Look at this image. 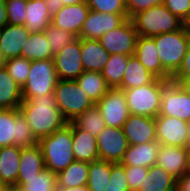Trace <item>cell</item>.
Instances as JSON below:
<instances>
[{
	"label": "cell",
	"mask_w": 190,
	"mask_h": 191,
	"mask_svg": "<svg viewBox=\"0 0 190 191\" xmlns=\"http://www.w3.org/2000/svg\"><path fill=\"white\" fill-rule=\"evenodd\" d=\"M19 111L38 140L68 124L57 107L54 94L22 100Z\"/></svg>",
	"instance_id": "obj_1"
},
{
	"label": "cell",
	"mask_w": 190,
	"mask_h": 191,
	"mask_svg": "<svg viewBox=\"0 0 190 191\" xmlns=\"http://www.w3.org/2000/svg\"><path fill=\"white\" fill-rule=\"evenodd\" d=\"M45 168L56 174L76 161L72 151V122L38 140Z\"/></svg>",
	"instance_id": "obj_2"
},
{
	"label": "cell",
	"mask_w": 190,
	"mask_h": 191,
	"mask_svg": "<svg viewBox=\"0 0 190 191\" xmlns=\"http://www.w3.org/2000/svg\"><path fill=\"white\" fill-rule=\"evenodd\" d=\"M163 69L173 77L182 66L190 44V34L184 29L152 36Z\"/></svg>",
	"instance_id": "obj_3"
},
{
	"label": "cell",
	"mask_w": 190,
	"mask_h": 191,
	"mask_svg": "<svg viewBox=\"0 0 190 191\" xmlns=\"http://www.w3.org/2000/svg\"><path fill=\"white\" fill-rule=\"evenodd\" d=\"M139 36L152 37L183 28V21L164 4L155 5L131 18Z\"/></svg>",
	"instance_id": "obj_4"
},
{
	"label": "cell",
	"mask_w": 190,
	"mask_h": 191,
	"mask_svg": "<svg viewBox=\"0 0 190 191\" xmlns=\"http://www.w3.org/2000/svg\"><path fill=\"white\" fill-rule=\"evenodd\" d=\"M169 82L155 78L147 85L123 90L130 114L155 118L160 112L163 89Z\"/></svg>",
	"instance_id": "obj_5"
},
{
	"label": "cell",
	"mask_w": 190,
	"mask_h": 191,
	"mask_svg": "<svg viewBox=\"0 0 190 191\" xmlns=\"http://www.w3.org/2000/svg\"><path fill=\"white\" fill-rule=\"evenodd\" d=\"M38 143L19 109H0V147H27Z\"/></svg>",
	"instance_id": "obj_6"
},
{
	"label": "cell",
	"mask_w": 190,
	"mask_h": 191,
	"mask_svg": "<svg viewBox=\"0 0 190 191\" xmlns=\"http://www.w3.org/2000/svg\"><path fill=\"white\" fill-rule=\"evenodd\" d=\"M58 80L54 59L31 61L30 74L22 88V100L54 94Z\"/></svg>",
	"instance_id": "obj_7"
},
{
	"label": "cell",
	"mask_w": 190,
	"mask_h": 191,
	"mask_svg": "<svg viewBox=\"0 0 190 191\" xmlns=\"http://www.w3.org/2000/svg\"><path fill=\"white\" fill-rule=\"evenodd\" d=\"M54 96L57 107L68 123L94 104L76 80H58Z\"/></svg>",
	"instance_id": "obj_8"
},
{
	"label": "cell",
	"mask_w": 190,
	"mask_h": 191,
	"mask_svg": "<svg viewBox=\"0 0 190 191\" xmlns=\"http://www.w3.org/2000/svg\"><path fill=\"white\" fill-rule=\"evenodd\" d=\"M138 36L132 20L127 18L120 26L103 34L99 42L109 54L132 56Z\"/></svg>",
	"instance_id": "obj_9"
},
{
	"label": "cell",
	"mask_w": 190,
	"mask_h": 191,
	"mask_svg": "<svg viewBox=\"0 0 190 191\" xmlns=\"http://www.w3.org/2000/svg\"><path fill=\"white\" fill-rule=\"evenodd\" d=\"M159 115L190 122V91L184 85L170 81L163 89Z\"/></svg>",
	"instance_id": "obj_10"
},
{
	"label": "cell",
	"mask_w": 190,
	"mask_h": 191,
	"mask_svg": "<svg viewBox=\"0 0 190 191\" xmlns=\"http://www.w3.org/2000/svg\"><path fill=\"white\" fill-rule=\"evenodd\" d=\"M96 104L106 126L122 128L130 115L125 94L119 88H110Z\"/></svg>",
	"instance_id": "obj_11"
},
{
	"label": "cell",
	"mask_w": 190,
	"mask_h": 191,
	"mask_svg": "<svg viewBox=\"0 0 190 191\" xmlns=\"http://www.w3.org/2000/svg\"><path fill=\"white\" fill-rule=\"evenodd\" d=\"M100 160L120 163L129 147L128 140L122 128L106 126L96 137Z\"/></svg>",
	"instance_id": "obj_12"
},
{
	"label": "cell",
	"mask_w": 190,
	"mask_h": 191,
	"mask_svg": "<svg viewBox=\"0 0 190 191\" xmlns=\"http://www.w3.org/2000/svg\"><path fill=\"white\" fill-rule=\"evenodd\" d=\"M156 138L160 145L188 147V121L177 117L157 115Z\"/></svg>",
	"instance_id": "obj_13"
},
{
	"label": "cell",
	"mask_w": 190,
	"mask_h": 191,
	"mask_svg": "<svg viewBox=\"0 0 190 191\" xmlns=\"http://www.w3.org/2000/svg\"><path fill=\"white\" fill-rule=\"evenodd\" d=\"M55 69L59 80H76L83 72L80 38L67 44L54 57Z\"/></svg>",
	"instance_id": "obj_14"
},
{
	"label": "cell",
	"mask_w": 190,
	"mask_h": 191,
	"mask_svg": "<svg viewBox=\"0 0 190 191\" xmlns=\"http://www.w3.org/2000/svg\"><path fill=\"white\" fill-rule=\"evenodd\" d=\"M127 18V14L100 13L90 10L79 38L99 40L103 34L120 26Z\"/></svg>",
	"instance_id": "obj_15"
},
{
	"label": "cell",
	"mask_w": 190,
	"mask_h": 191,
	"mask_svg": "<svg viewBox=\"0 0 190 191\" xmlns=\"http://www.w3.org/2000/svg\"><path fill=\"white\" fill-rule=\"evenodd\" d=\"M122 130L129 145L157 141L156 120L152 117L130 114Z\"/></svg>",
	"instance_id": "obj_16"
},
{
	"label": "cell",
	"mask_w": 190,
	"mask_h": 191,
	"mask_svg": "<svg viewBox=\"0 0 190 191\" xmlns=\"http://www.w3.org/2000/svg\"><path fill=\"white\" fill-rule=\"evenodd\" d=\"M90 11L87 3L63 6L51 17V25L79 37L83 23Z\"/></svg>",
	"instance_id": "obj_17"
},
{
	"label": "cell",
	"mask_w": 190,
	"mask_h": 191,
	"mask_svg": "<svg viewBox=\"0 0 190 191\" xmlns=\"http://www.w3.org/2000/svg\"><path fill=\"white\" fill-rule=\"evenodd\" d=\"M134 55L156 78L171 81L172 77L163 69L152 37L138 36Z\"/></svg>",
	"instance_id": "obj_18"
},
{
	"label": "cell",
	"mask_w": 190,
	"mask_h": 191,
	"mask_svg": "<svg viewBox=\"0 0 190 191\" xmlns=\"http://www.w3.org/2000/svg\"><path fill=\"white\" fill-rule=\"evenodd\" d=\"M155 165L180 179L188 171L187 147L160 145Z\"/></svg>",
	"instance_id": "obj_19"
},
{
	"label": "cell",
	"mask_w": 190,
	"mask_h": 191,
	"mask_svg": "<svg viewBox=\"0 0 190 191\" xmlns=\"http://www.w3.org/2000/svg\"><path fill=\"white\" fill-rule=\"evenodd\" d=\"M30 31L23 25L7 24L0 30V52L5 60L21 56Z\"/></svg>",
	"instance_id": "obj_20"
},
{
	"label": "cell",
	"mask_w": 190,
	"mask_h": 191,
	"mask_svg": "<svg viewBox=\"0 0 190 191\" xmlns=\"http://www.w3.org/2000/svg\"><path fill=\"white\" fill-rule=\"evenodd\" d=\"M96 137L72 122V151L76 161L92 162L99 159Z\"/></svg>",
	"instance_id": "obj_21"
},
{
	"label": "cell",
	"mask_w": 190,
	"mask_h": 191,
	"mask_svg": "<svg viewBox=\"0 0 190 191\" xmlns=\"http://www.w3.org/2000/svg\"><path fill=\"white\" fill-rule=\"evenodd\" d=\"M159 147L160 144L157 141L129 145L120 164L150 168L156 163Z\"/></svg>",
	"instance_id": "obj_22"
},
{
	"label": "cell",
	"mask_w": 190,
	"mask_h": 191,
	"mask_svg": "<svg viewBox=\"0 0 190 191\" xmlns=\"http://www.w3.org/2000/svg\"><path fill=\"white\" fill-rule=\"evenodd\" d=\"M81 61L84 71L101 72L110 54L99 40L80 39Z\"/></svg>",
	"instance_id": "obj_23"
},
{
	"label": "cell",
	"mask_w": 190,
	"mask_h": 191,
	"mask_svg": "<svg viewBox=\"0 0 190 191\" xmlns=\"http://www.w3.org/2000/svg\"><path fill=\"white\" fill-rule=\"evenodd\" d=\"M21 147L12 145L0 147V181L5 185H16Z\"/></svg>",
	"instance_id": "obj_24"
},
{
	"label": "cell",
	"mask_w": 190,
	"mask_h": 191,
	"mask_svg": "<svg viewBox=\"0 0 190 191\" xmlns=\"http://www.w3.org/2000/svg\"><path fill=\"white\" fill-rule=\"evenodd\" d=\"M21 103V87L4 66L0 67V109H19Z\"/></svg>",
	"instance_id": "obj_25"
},
{
	"label": "cell",
	"mask_w": 190,
	"mask_h": 191,
	"mask_svg": "<svg viewBox=\"0 0 190 191\" xmlns=\"http://www.w3.org/2000/svg\"><path fill=\"white\" fill-rule=\"evenodd\" d=\"M18 178H32L45 168L39 144L23 147L20 155Z\"/></svg>",
	"instance_id": "obj_26"
},
{
	"label": "cell",
	"mask_w": 190,
	"mask_h": 191,
	"mask_svg": "<svg viewBox=\"0 0 190 191\" xmlns=\"http://www.w3.org/2000/svg\"><path fill=\"white\" fill-rule=\"evenodd\" d=\"M156 77L152 75L135 56H129L127 68L124 72L122 85L119 89H131L151 83Z\"/></svg>",
	"instance_id": "obj_27"
},
{
	"label": "cell",
	"mask_w": 190,
	"mask_h": 191,
	"mask_svg": "<svg viewBox=\"0 0 190 191\" xmlns=\"http://www.w3.org/2000/svg\"><path fill=\"white\" fill-rule=\"evenodd\" d=\"M25 26L30 33L43 32L51 24V15L44 0H27Z\"/></svg>",
	"instance_id": "obj_28"
},
{
	"label": "cell",
	"mask_w": 190,
	"mask_h": 191,
	"mask_svg": "<svg viewBox=\"0 0 190 191\" xmlns=\"http://www.w3.org/2000/svg\"><path fill=\"white\" fill-rule=\"evenodd\" d=\"M177 180L162 167L153 165L149 168L138 191H174Z\"/></svg>",
	"instance_id": "obj_29"
},
{
	"label": "cell",
	"mask_w": 190,
	"mask_h": 191,
	"mask_svg": "<svg viewBox=\"0 0 190 191\" xmlns=\"http://www.w3.org/2000/svg\"><path fill=\"white\" fill-rule=\"evenodd\" d=\"M76 81L94 104L110 89L101 72L97 71H84Z\"/></svg>",
	"instance_id": "obj_30"
},
{
	"label": "cell",
	"mask_w": 190,
	"mask_h": 191,
	"mask_svg": "<svg viewBox=\"0 0 190 191\" xmlns=\"http://www.w3.org/2000/svg\"><path fill=\"white\" fill-rule=\"evenodd\" d=\"M88 162L74 161L56 174L57 187H76L87 185Z\"/></svg>",
	"instance_id": "obj_31"
},
{
	"label": "cell",
	"mask_w": 190,
	"mask_h": 191,
	"mask_svg": "<svg viewBox=\"0 0 190 191\" xmlns=\"http://www.w3.org/2000/svg\"><path fill=\"white\" fill-rule=\"evenodd\" d=\"M21 56L30 61L53 59L54 56L51 53V47L48 44L44 31L30 33L23 45Z\"/></svg>",
	"instance_id": "obj_32"
},
{
	"label": "cell",
	"mask_w": 190,
	"mask_h": 191,
	"mask_svg": "<svg viewBox=\"0 0 190 191\" xmlns=\"http://www.w3.org/2000/svg\"><path fill=\"white\" fill-rule=\"evenodd\" d=\"M16 186L21 191H56V173L44 168L32 178H17Z\"/></svg>",
	"instance_id": "obj_33"
},
{
	"label": "cell",
	"mask_w": 190,
	"mask_h": 191,
	"mask_svg": "<svg viewBox=\"0 0 190 191\" xmlns=\"http://www.w3.org/2000/svg\"><path fill=\"white\" fill-rule=\"evenodd\" d=\"M128 57L129 56L124 54H110L108 62L101 71V74L110 88H119L122 85Z\"/></svg>",
	"instance_id": "obj_34"
},
{
	"label": "cell",
	"mask_w": 190,
	"mask_h": 191,
	"mask_svg": "<svg viewBox=\"0 0 190 191\" xmlns=\"http://www.w3.org/2000/svg\"><path fill=\"white\" fill-rule=\"evenodd\" d=\"M111 175V162L96 160L89 163L87 185L90 191H105Z\"/></svg>",
	"instance_id": "obj_35"
},
{
	"label": "cell",
	"mask_w": 190,
	"mask_h": 191,
	"mask_svg": "<svg viewBox=\"0 0 190 191\" xmlns=\"http://www.w3.org/2000/svg\"><path fill=\"white\" fill-rule=\"evenodd\" d=\"M78 128L89 132L92 136L98 134L106 127V123L100 113L97 104H93L84 113L72 121Z\"/></svg>",
	"instance_id": "obj_36"
},
{
	"label": "cell",
	"mask_w": 190,
	"mask_h": 191,
	"mask_svg": "<svg viewBox=\"0 0 190 191\" xmlns=\"http://www.w3.org/2000/svg\"><path fill=\"white\" fill-rule=\"evenodd\" d=\"M30 66L31 61L22 56L10 58L4 62V67L21 89L26 84L27 78L30 74Z\"/></svg>",
	"instance_id": "obj_37"
},
{
	"label": "cell",
	"mask_w": 190,
	"mask_h": 191,
	"mask_svg": "<svg viewBox=\"0 0 190 191\" xmlns=\"http://www.w3.org/2000/svg\"><path fill=\"white\" fill-rule=\"evenodd\" d=\"M44 33L48 40V44L51 47V53L53 56L58 54L67 46V44L73 42L77 38L73 33L64 31L63 29L51 24L44 30Z\"/></svg>",
	"instance_id": "obj_38"
},
{
	"label": "cell",
	"mask_w": 190,
	"mask_h": 191,
	"mask_svg": "<svg viewBox=\"0 0 190 191\" xmlns=\"http://www.w3.org/2000/svg\"><path fill=\"white\" fill-rule=\"evenodd\" d=\"M7 11V21L10 25H23L26 23L27 0H4Z\"/></svg>",
	"instance_id": "obj_39"
},
{
	"label": "cell",
	"mask_w": 190,
	"mask_h": 191,
	"mask_svg": "<svg viewBox=\"0 0 190 191\" xmlns=\"http://www.w3.org/2000/svg\"><path fill=\"white\" fill-rule=\"evenodd\" d=\"M90 10L100 13L127 14L125 0H86Z\"/></svg>",
	"instance_id": "obj_40"
},
{
	"label": "cell",
	"mask_w": 190,
	"mask_h": 191,
	"mask_svg": "<svg viewBox=\"0 0 190 191\" xmlns=\"http://www.w3.org/2000/svg\"><path fill=\"white\" fill-rule=\"evenodd\" d=\"M105 191H130L124 165L111 163V175Z\"/></svg>",
	"instance_id": "obj_41"
},
{
	"label": "cell",
	"mask_w": 190,
	"mask_h": 191,
	"mask_svg": "<svg viewBox=\"0 0 190 191\" xmlns=\"http://www.w3.org/2000/svg\"><path fill=\"white\" fill-rule=\"evenodd\" d=\"M124 169L129 190L138 191L140 184L148 174L149 168L143 166L124 165Z\"/></svg>",
	"instance_id": "obj_42"
},
{
	"label": "cell",
	"mask_w": 190,
	"mask_h": 191,
	"mask_svg": "<svg viewBox=\"0 0 190 191\" xmlns=\"http://www.w3.org/2000/svg\"><path fill=\"white\" fill-rule=\"evenodd\" d=\"M164 4V0H125L127 17L131 19L139 12L145 11L155 5Z\"/></svg>",
	"instance_id": "obj_43"
},
{
	"label": "cell",
	"mask_w": 190,
	"mask_h": 191,
	"mask_svg": "<svg viewBox=\"0 0 190 191\" xmlns=\"http://www.w3.org/2000/svg\"><path fill=\"white\" fill-rule=\"evenodd\" d=\"M165 7L182 21L190 11V0H164Z\"/></svg>",
	"instance_id": "obj_44"
},
{
	"label": "cell",
	"mask_w": 190,
	"mask_h": 191,
	"mask_svg": "<svg viewBox=\"0 0 190 191\" xmlns=\"http://www.w3.org/2000/svg\"><path fill=\"white\" fill-rule=\"evenodd\" d=\"M188 80H190V44L184 56L182 66L172 77L171 81L183 85Z\"/></svg>",
	"instance_id": "obj_45"
},
{
	"label": "cell",
	"mask_w": 190,
	"mask_h": 191,
	"mask_svg": "<svg viewBox=\"0 0 190 191\" xmlns=\"http://www.w3.org/2000/svg\"><path fill=\"white\" fill-rule=\"evenodd\" d=\"M181 191H190V171H187L180 179L177 180V186Z\"/></svg>",
	"instance_id": "obj_46"
},
{
	"label": "cell",
	"mask_w": 190,
	"mask_h": 191,
	"mask_svg": "<svg viewBox=\"0 0 190 191\" xmlns=\"http://www.w3.org/2000/svg\"><path fill=\"white\" fill-rule=\"evenodd\" d=\"M51 17L59 11V0H44Z\"/></svg>",
	"instance_id": "obj_47"
},
{
	"label": "cell",
	"mask_w": 190,
	"mask_h": 191,
	"mask_svg": "<svg viewBox=\"0 0 190 191\" xmlns=\"http://www.w3.org/2000/svg\"><path fill=\"white\" fill-rule=\"evenodd\" d=\"M8 24L7 21V11L5 8V1L0 0V29Z\"/></svg>",
	"instance_id": "obj_48"
},
{
	"label": "cell",
	"mask_w": 190,
	"mask_h": 191,
	"mask_svg": "<svg viewBox=\"0 0 190 191\" xmlns=\"http://www.w3.org/2000/svg\"><path fill=\"white\" fill-rule=\"evenodd\" d=\"M56 191H90L88 185L76 187H56Z\"/></svg>",
	"instance_id": "obj_49"
},
{
	"label": "cell",
	"mask_w": 190,
	"mask_h": 191,
	"mask_svg": "<svg viewBox=\"0 0 190 191\" xmlns=\"http://www.w3.org/2000/svg\"><path fill=\"white\" fill-rule=\"evenodd\" d=\"M80 3H86V0H59V10L63 6L76 5Z\"/></svg>",
	"instance_id": "obj_50"
},
{
	"label": "cell",
	"mask_w": 190,
	"mask_h": 191,
	"mask_svg": "<svg viewBox=\"0 0 190 191\" xmlns=\"http://www.w3.org/2000/svg\"><path fill=\"white\" fill-rule=\"evenodd\" d=\"M183 28L190 34V11L187 17L183 20Z\"/></svg>",
	"instance_id": "obj_51"
},
{
	"label": "cell",
	"mask_w": 190,
	"mask_h": 191,
	"mask_svg": "<svg viewBox=\"0 0 190 191\" xmlns=\"http://www.w3.org/2000/svg\"><path fill=\"white\" fill-rule=\"evenodd\" d=\"M1 191H20V188L16 185L4 186Z\"/></svg>",
	"instance_id": "obj_52"
},
{
	"label": "cell",
	"mask_w": 190,
	"mask_h": 191,
	"mask_svg": "<svg viewBox=\"0 0 190 191\" xmlns=\"http://www.w3.org/2000/svg\"><path fill=\"white\" fill-rule=\"evenodd\" d=\"M187 170L190 171V145L187 147Z\"/></svg>",
	"instance_id": "obj_53"
},
{
	"label": "cell",
	"mask_w": 190,
	"mask_h": 191,
	"mask_svg": "<svg viewBox=\"0 0 190 191\" xmlns=\"http://www.w3.org/2000/svg\"><path fill=\"white\" fill-rule=\"evenodd\" d=\"M5 59L3 58L1 52H0V67L4 66Z\"/></svg>",
	"instance_id": "obj_54"
},
{
	"label": "cell",
	"mask_w": 190,
	"mask_h": 191,
	"mask_svg": "<svg viewBox=\"0 0 190 191\" xmlns=\"http://www.w3.org/2000/svg\"><path fill=\"white\" fill-rule=\"evenodd\" d=\"M183 85L190 91V80L186 81Z\"/></svg>",
	"instance_id": "obj_55"
},
{
	"label": "cell",
	"mask_w": 190,
	"mask_h": 191,
	"mask_svg": "<svg viewBox=\"0 0 190 191\" xmlns=\"http://www.w3.org/2000/svg\"><path fill=\"white\" fill-rule=\"evenodd\" d=\"M188 130H189V132H188V138H189V145H190V122L188 123Z\"/></svg>",
	"instance_id": "obj_56"
},
{
	"label": "cell",
	"mask_w": 190,
	"mask_h": 191,
	"mask_svg": "<svg viewBox=\"0 0 190 191\" xmlns=\"http://www.w3.org/2000/svg\"><path fill=\"white\" fill-rule=\"evenodd\" d=\"M5 185L0 181V191L2 190V188L4 187Z\"/></svg>",
	"instance_id": "obj_57"
}]
</instances>
